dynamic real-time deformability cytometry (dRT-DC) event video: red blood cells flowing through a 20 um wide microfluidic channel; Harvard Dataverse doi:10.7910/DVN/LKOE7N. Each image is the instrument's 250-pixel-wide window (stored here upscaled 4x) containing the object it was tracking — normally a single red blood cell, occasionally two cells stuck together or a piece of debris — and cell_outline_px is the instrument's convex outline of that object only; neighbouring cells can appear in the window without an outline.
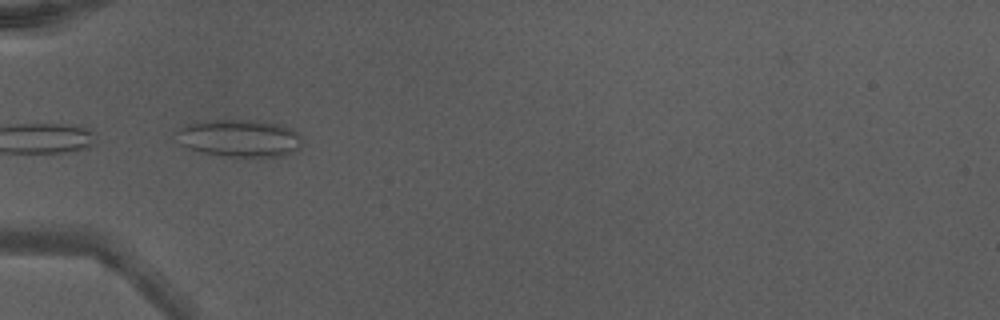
{"species": "Egyptian fruit bat (a non-hibernating species)", "species_latin": "Rousettus aegyptiacus", "temperature_condition": "warm", "stored_images_in_passage": 7, "camera_frame_rate_fps": 3000, "um_per_image_px": 0.085, "animal": {"sex": "male"}, "frame": {"image": 1, "passage_image": 4, "time_ms": 1.0, "image_size_px": [1000, 320], "cell_outline_px": [[304, 140], [300, 148], [296, 152], [284, 156], [220, 156], [200, 152], [188, 148], [180, 144], [176, 132], [188, 124], [212, 120], [256, 120], [280, 124], [292, 128]], "centroid_in_image_um": [20.42, 11.75], "position_along_channel_um": 64.6, "area_um2": 27.57}}